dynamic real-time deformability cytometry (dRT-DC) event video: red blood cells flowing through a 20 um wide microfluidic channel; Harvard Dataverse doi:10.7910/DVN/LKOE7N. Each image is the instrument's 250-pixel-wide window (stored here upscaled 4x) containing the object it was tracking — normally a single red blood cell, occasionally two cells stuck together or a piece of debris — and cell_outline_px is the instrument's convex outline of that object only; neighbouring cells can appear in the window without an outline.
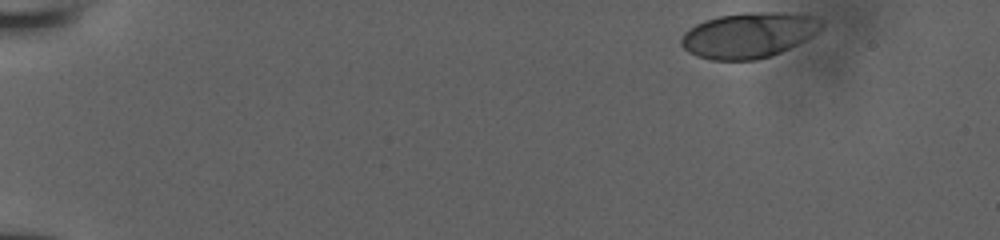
{"species": "human", "species_latin": "Homo sapiens", "temperature_condition": "room temperature", "stored_images_in_passage": 41, "camera_frame_rate_fps": 3000, "um_per_image_px": 0.085, "donor": {"sex": "male"}, "frame": {"image": 1, "passage_image": 1, "time_ms": 0.0, "image_size_px": [1000, 240], "cell_outline_px": [[824, 24], [816, 32], [804, 40], [772, 56], [756, 60], [712, 60], [696, 56], [688, 52], [680, 44], [680, 40], [684, 32], [688, 28], [704, 20], [720, 16], [744, 12], [784, 12], [812, 16], [820, 20]], "centroid_in_image_um": [63.59, 2.99], "position_along_channel_um": 21.4, "area_um2": 37.05}}
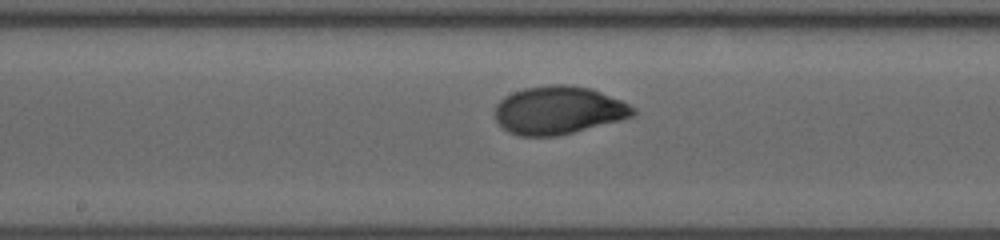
{"frame": {"image": 2, "passage_image": 24, "time_ms": 7.667, "image_size_px": [1000, 240], "cell_outline_px": [[636, 112], [632, 116], [620, 120], [556, 136], [520, 136], [508, 132], [496, 120], [496, 104], [504, 96], [512, 92], [524, 88], [552, 84], [568, 84], [592, 88], [620, 100], [636, 108]], "centroid_in_image_um": [47.46, 9.36], "position_along_channel_um": 200.7, "area_um2": 38.55}}
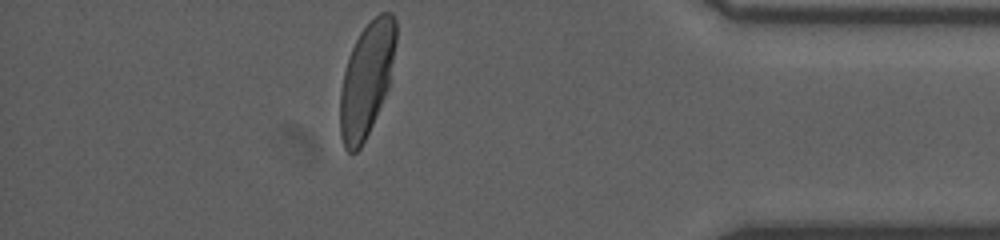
{"frame": {"image": 3, "passage_image": 41, "time_ms": 13.333, "image_size_px": [1000, 240], "cell_outline_px": [[396, 44], [388, 88], [372, 124], [360, 148], [356, 152], [348, 152], [344, 148], [340, 136], [340, 92], [344, 72], [348, 56], [360, 32], [380, 12], [392, 12], [396, 20]], "centroid_in_image_um": [31.15, 6.74], "position_along_channel_um": 404.0, "area_um2": 36.7}}